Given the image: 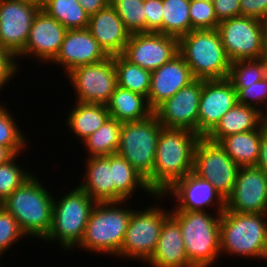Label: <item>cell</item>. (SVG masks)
<instances>
[{"instance_id":"1","label":"cell","mask_w":267,"mask_h":267,"mask_svg":"<svg viewBox=\"0 0 267 267\" xmlns=\"http://www.w3.org/2000/svg\"><path fill=\"white\" fill-rule=\"evenodd\" d=\"M200 138L187 129H161L152 175L146 180L154 195H162L176 181L193 171L194 151Z\"/></svg>"},{"instance_id":"2","label":"cell","mask_w":267,"mask_h":267,"mask_svg":"<svg viewBox=\"0 0 267 267\" xmlns=\"http://www.w3.org/2000/svg\"><path fill=\"white\" fill-rule=\"evenodd\" d=\"M34 174L15 189L1 205L17 220L27 238L43 240L50 232L53 192Z\"/></svg>"},{"instance_id":"3","label":"cell","mask_w":267,"mask_h":267,"mask_svg":"<svg viewBox=\"0 0 267 267\" xmlns=\"http://www.w3.org/2000/svg\"><path fill=\"white\" fill-rule=\"evenodd\" d=\"M220 253L267 261V213L225 209L220 217Z\"/></svg>"},{"instance_id":"4","label":"cell","mask_w":267,"mask_h":267,"mask_svg":"<svg viewBox=\"0 0 267 267\" xmlns=\"http://www.w3.org/2000/svg\"><path fill=\"white\" fill-rule=\"evenodd\" d=\"M126 204L127 200L96 203L91 210L82 241L76 248L116 257L124 242L132 214V208H127L129 206Z\"/></svg>"},{"instance_id":"5","label":"cell","mask_w":267,"mask_h":267,"mask_svg":"<svg viewBox=\"0 0 267 267\" xmlns=\"http://www.w3.org/2000/svg\"><path fill=\"white\" fill-rule=\"evenodd\" d=\"M221 214L212 215V210L170 211V215L179 223L186 257L194 267H211L221 258Z\"/></svg>"},{"instance_id":"6","label":"cell","mask_w":267,"mask_h":267,"mask_svg":"<svg viewBox=\"0 0 267 267\" xmlns=\"http://www.w3.org/2000/svg\"><path fill=\"white\" fill-rule=\"evenodd\" d=\"M59 199L54 197L52 226L43 241L57 242L65 253L82 241L92 208L96 202L78 185ZM71 249V250H70Z\"/></svg>"},{"instance_id":"7","label":"cell","mask_w":267,"mask_h":267,"mask_svg":"<svg viewBox=\"0 0 267 267\" xmlns=\"http://www.w3.org/2000/svg\"><path fill=\"white\" fill-rule=\"evenodd\" d=\"M179 53L195 79L228 78L230 61L217 29L192 30L179 39Z\"/></svg>"},{"instance_id":"8","label":"cell","mask_w":267,"mask_h":267,"mask_svg":"<svg viewBox=\"0 0 267 267\" xmlns=\"http://www.w3.org/2000/svg\"><path fill=\"white\" fill-rule=\"evenodd\" d=\"M162 202L146 206L145 209L132 208V214L127 226L124 242L117 258L134 260L146 264L156 248L164 220L170 215V210L159 207ZM166 210V211H165ZM129 258V259H128Z\"/></svg>"},{"instance_id":"9","label":"cell","mask_w":267,"mask_h":267,"mask_svg":"<svg viewBox=\"0 0 267 267\" xmlns=\"http://www.w3.org/2000/svg\"><path fill=\"white\" fill-rule=\"evenodd\" d=\"M217 31L230 62L267 57V22L236 16L219 22Z\"/></svg>"},{"instance_id":"10","label":"cell","mask_w":267,"mask_h":267,"mask_svg":"<svg viewBox=\"0 0 267 267\" xmlns=\"http://www.w3.org/2000/svg\"><path fill=\"white\" fill-rule=\"evenodd\" d=\"M163 125L153 114L141 121L123 122L117 154L147 180L153 171L159 134Z\"/></svg>"},{"instance_id":"11","label":"cell","mask_w":267,"mask_h":267,"mask_svg":"<svg viewBox=\"0 0 267 267\" xmlns=\"http://www.w3.org/2000/svg\"><path fill=\"white\" fill-rule=\"evenodd\" d=\"M239 168L219 143L206 137L198 140L192 172L209 181L225 200L232 193Z\"/></svg>"},{"instance_id":"12","label":"cell","mask_w":267,"mask_h":267,"mask_svg":"<svg viewBox=\"0 0 267 267\" xmlns=\"http://www.w3.org/2000/svg\"><path fill=\"white\" fill-rule=\"evenodd\" d=\"M67 77L74 89L76 102L106 105L118 86L113 56L76 67Z\"/></svg>"},{"instance_id":"13","label":"cell","mask_w":267,"mask_h":267,"mask_svg":"<svg viewBox=\"0 0 267 267\" xmlns=\"http://www.w3.org/2000/svg\"><path fill=\"white\" fill-rule=\"evenodd\" d=\"M166 196L167 198L168 196L175 197L172 200L177 202L170 211H207L208 207L209 211L210 206L211 209L216 207L214 208L216 213H222L225 210V199L222 195L209 181L200 178L193 172L176 181L162 195H154L151 199H155V202L164 201Z\"/></svg>"},{"instance_id":"14","label":"cell","mask_w":267,"mask_h":267,"mask_svg":"<svg viewBox=\"0 0 267 267\" xmlns=\"http://www.w3.org/2000/svg\"><path fill=\"white\" fill-rule=\"evenodd\" d=\"M178 53V38L158 32H143L130 35L122 55L131 63L153 71Z\"/></svg>"},{"instance_id":"15","label":"cell","mask_w":267,"mask_h":267,"mask_svg":"<svg viewBox=\"0 0 267 267\" xmlns=\"http://www.w3.org/2000/svg\"><path fill=\"white\" fill-rule=\"evenodd\" d=\"M201 92L202 79H195L158 105L153 114L165 128L187 129L198 134Z\"/></svg>"},{"instance_id":"16","label":"cell","mask_w":267,"mask_h":267,"mask_svg":"<svg viewBox=\"0 0 267 267\" xmlns=\"http://www.w3.org/2000/svg\"><path fill=\"white\" fill-rule=\"evenodd\" d=\"M225 209L237 213H267V174L257 166L239 168Z\"/></svg>"},{"instance_id":"17","label":"cell","mask_w":267,"mask_h":267,"mask_svg":"<svg viewBox=\"0 0 267 267\" xmlns=\"http://www.w3.org/2000/svg\"><path fill=\"white\" fill-rule=\"evenodd\" d=\"M237 103V92L228 78L202 80L198 135L206 137L216 127L221 118Z\"/></svg>"},{"instance_id":"18","label":"cell","mask_w":267,"mask_h":267,"mask_svg":"<svg viewBox=\"0 0 267 267\" xmlns=\"http://www.w3.org/2000/svg\"><path fill=\"white\" fill-rule=\"evenodd\" d=\"M67 31L62 24L40 9L34 18L25 48L17 55V60L31 57L36 58L37 62L39 60L50 64L57 56Z\"/></svg>"},{"instance_id":"19","label":"cell","mask_w":267,"mask_h":267,"mask_svg":"<svg viewBox=\"0 0 267 267\" xmlns=\"http://www.w3.org/2000/svg\"><path fill=\"white\" fill-rule=\"evenodd\" d=\"M40 8L12 0H0V42L16 56L25 48Z\"/></svg>"},{"instance_id":"20","label":"cell","mask_w":267,"mask_h":267,"mask_svg":"<svg viewBox=\"0 0 267 267\" xmlns=\"http://www.w3.org/2000/svg\"><path fill=\"white\" fill-rule=\"evenodd\" d=\"M108 55L99 46L97 40L86 29L68 30L60 50L51 62L63 67L67 75L74 68L100 62Z\"/></svg>"},{"instance_id":"21","label":"cell","mask_w":267,"mask_h":267,"mask_svg":"<svg viewBox=\"0 0 267 267\" xmlns=\"http://www.w3.org/2000/svg\"><path fill=\"white\" fill-rule=\"evenodd\" d=\"M195 80L183 56L178 53L168 63L151 71L149 106L154 110L158 105L171 98L178 90Z\"/></svg>"},{"instance_id":"22","label":"cell","mask_w":267,"mask_h":267,"mask_svg":"<svg viewBox=\"0 0 267 267\" xmlns=\"http://www.w3.org/2000/svg\"><path fill=\"white\" fill-rule=\"evenodd\" d=\"M87 29L108 56L123 54L131 35L110 4L90 15Z\"/></svg>"},{"instance_id":"23","label":"cell","mask_w":267,"mask_h":267,"mask_svg":"<svg viewBox=\"0 0 267 267\" xmlns=\"http://www.w3.org/2000/svg\"><path fill=\"white\" fill-rule=\"evenodd\" d=\"M147 264L151 267H194L186 257L179 223L171 215L164 220L153 256Z\"/></svg>"},{"instance_id":"24","label":"cell","mask_w":267,"mask_h":267,"mask_svg":"<svg viewBox=\"0 0 267 267\" xmlns=\"http://www.w3.org/2000/svg\"><path fill=\"white\" fill-rule=\"evenodd\" d=\"M85 160L84 179L78 186L96 203L124 201L125 199L114 189L110 155L90 158L86 156Z\"/></svg>"},{"instance_id":"25","label":"cell","mask_w":267,"mask_h":267,"mask_svg":"<svg viewBox=\"0 0 267 267\" xmlns=\"http://www.w3.org/2000/svg\"><path fill=\"white\" fill-rule=\"evenodd\" d=\"M265 123V116L257 108L237 103L206 136L218 143L222 138L237 133L259 129Z\"/></svg>"},{"instance_id":"26","label":"cell","mask_w":267,"mask_h":267,"mask_svg":"<svg viewBox=\"0 0 267 267\" xmlns=\"http://www.w3.org/2000/svg\"><path fill=\"white\" fill-rule=\"evenodd\" d=\"M110 117L120 122L141 121L153 115L147 97L117 86L106 104Z\"/></svg>"},{"instance_id":"27","label":"cell","mask_w":267,"mask_h":267,"mask_svg":"<svg viewBox=\"0 0 267 267\" xmlns=\"http://www.w3.org/2000/svg\"><path fill=\"white\" fill-rule=\"evenodd\" d=\"M69 109L66 125L74 137L82 143L88 136L99 129L110 117L104 104L74 102ZM80 138V139H79Z\"/></svg>"},{"instance_id":"28","label":"cell","mask_w":267,"mask_h":267,"mask_svg":"<svg viewBox=\"0 0 267 267\" xmlns=\"http://www.w3.org/2000/svg\"><path fill=\"white\" fill-rule=\"evenodd\" d=\"M261 127L256 130L233 134L218 143L239 166H256L259 160Z\"/></svg>"},{"instance_id":"29","label":"cell","mask_w":267,"mask_h":267,"mask_svg":"<svg viewBox=\"0 0 267 267\" xmlns=\"http://www.w3.org/2000/svg\"><path fill=\"white\" fill-rule=\"evenodd\" d=\"M110 166L112 167V182L114 189L127 201L134 193L144 190L150 197L154 196L148 188L146 180L133 168V166L122 156L110 155ZM139 189V190H138ZM136 191V192H135ZM129 199V200H128Z\"/></svg>"},{"instance_id":"30","label":"cell","mask_w":267,"mask_h":267,"mask_svg":"<svg viewBox=\"0 0 267 267\" xmlns=\"http://www.w3.org/2000/svg\"><path fill=\"white\" fill-rule=\"evenodd\" d=\"M123 123L113 117H109L106 122L93 134L88 136L83 142L88 157H100L116 154L120 144V132Z\"/></svg>"},{"instance_id":"31","label":"cell","mask_w":267,"mask_h":267,"mask_svg":"<svg viewBox=\"0 0 267 267\" xmlns=\"http://www.w3.org/2000/svg\"><path fill=\"white\" fill-rule=\"evenodd\" d=\"M42 10L67 30L86 29L90 16L78 0H45Z\"/></svg>"},{"instance_id":"32","label":"cell","mask_w":267,"mask_h":267,"mask_svg":"<svg viewBox=\"0 0 267 267\" xmlns=\"http://www.w3.org/2000/svg\"><path fill=\"white\" fill-rule=\"evenodd\" d=\"M118 86L148 98L151 71L131 63L122 54L113 56Z\"/></svg>"},{"instance_id":"33","label":"cell","mask_w":267,"mask_h":267,"mask_svg":"<svg viewBox=\"0 0 267 267\" xmlns=\"http://www.w3.org/2000/svg\"><path fill=\"white\" fill-rule=\"evenodd\" d=\"M191 0H162L163 34L180 39L191 32Z\"/></svg>"},{"instance_id":"34","label":"cell","mask_w":267,"mask_h":267,"mask_svg":"<svg viewBox=\"0 0 267 267\" xmlns=\"http://www.w3.org/2000/svg\"><path fill=\"white\" fill-rule=\"evenodd\" d=\"M266 76L267 57L238 60L230 63L228 79L232 82L234 88H246V85H252Z\"/></svg>"},{"instance_id":"35","label":"cell","mask_w":267,"mask_h":267,"mask_svg":"<svg viewBox=\"0 0 267 267\" xmlns=\"http://www.w3.org/2000/svg\"><path fill=\"white\" fill-rule=\"evenodd\" d=\"M2 104L0 102V145L9 148L15 155L24 153L30 144L28 137L26 139V133L23 134L19 129L16 118H13L14 114L12 116L7 106Z\"/></svg>"},{"instance_id":"36","label":"cell","mask_w":267,"mask_h":267,"mask_svg":"<svg viewBox=\"0 0 267 267\" xmlns=\"http://www.w3.org/2000/svg\"><path fill=\"white\" fill-rule=\"evenodd\" d=\"M145 0H110L130 34L146 32Z\"/></svg>"},{"instance_id":"37","label":"cell","mask_w":267,"mask_h":267,"mask_svg":"<svg viewBox=\"0 0 267 267\" xmlns=\"http://www.w3.org/2000/svg\"><path fill=\"white\" fill-rule=\"evenodd\" d=\"M20 155L17 154L6 163L0 165V204L33 175L31 170L28 171L26 167L22 168L16 162V158L19 160Z\"/></svg>"},{"instance_id":"38","label":"cell","mask_w":267,"mask_h":267,"mask_svg":"<svg viewBox=\"0 0 267 267\" xmlns=\"http://www.w3.org/2000/svg\"><path fill=\"white\" fill-rule=\"evenodd\" d=\"M26 237L17 220L0 204V254L4 257L5 252Z\"/></svg>"},{"instance_id":"39","label":"cell","mask_w":267,"mask_h":267,"mask_svg":"<svg viewBox=\"0 0 267 267\" xmlns=\"http://www.w3.org/2000/svg\"><path fill=\"white\" fill-rule=\"evenodd\" d=\"M190 19L192 30L217 29V20L213 2L204 0L190 1Z\"/></svg>"},{"instance_id":"40","label":"cell","mask_w":267,"mask_h":267,"mask_svg":"<svg viewBox=\"0 0 267 267\" xmlns=\"http://www.w3.org/2000/svg\"><path fill=\"white\" fill-rule=\"evenodd\" d=\"M234 89L238 103L255 107L264 115L267 113V76L252 85H246V88Z\"/></svg>"},{"instance_id":"41","label":"cell","mask_w":267,"mask_h":267,"mask_svg":"<svg viewBox=\"0 0 267 267\" xmlns=\"http://www.w3.org/2000/svg\"><path fill=\"white\" fill-rule=\"evenodd\" d=\"M17 56L0 42V92L20 71Z\"/></svg>"},{"instance_id":"42","label":"cell","mask_w":267,"mask_h":267,"mask_svg":"<svg viewBox=\"0 0 267 267\" xmlns=\"http://www.w3.org/2000/svg\"><path fill=\"white\" fill-rule=\"evenodd\" d=\"M146 32L163 34V3L162 0H145Z\"/></svg>"},{"instance_id":"43","label":"cell","mask_w":267,"mask_h":267,"mask_svg":"<svg viewBox=\"0 0 267 267\" xmlns=\"http://www.w3.org/2000/svg\"><path fill=\"white\" fill-rule=\"evenodd\" d=\"M240 16L267 22V0H240Z\"/></svg>"},{"instance_id":"44","label":"cell","mask_w":267,"mask_h":267,"mask_svg":"<svg viewBox=\"0 0 267 267\" xmlns=\"http://www.w3.org/2000/svg\"><path fill=\"white\" fill-rule=\"evenodd\" d=\"M218 22L240 16V0H213Z\"/></svg>"},{"instance_id":"45","label":"cell","mask_w":267,"mask_h":267,"mask_svg":"<svg viewBox=\"0 0 267 267\" xmlns=\"http://www.w3.org/2000/svg\"><path fill=\"white\" fill-rule=\"evenodd\" d=\"M256 166L267 174V125L265 123L261 126L259 160Z\"/></svg>"},{"instance_id":"46","label":"cell","mask_w":267,"mask_h":267,"mask_svg":"<svg viewBox=\"0 0 267 267\" xmlns=\"http://www.w3.org/2000/svg\"><path fill=\"white\" fill-rule=\"evenodd\" d=\"M82 8L90 16L97 13L99 10L104 9L108 4L109 0H78Z\"/></svg>"},{"instance_id":"47","label":"cell","mask_w":267,"mask_h":267,"mask_svg":"<svg viewBox=\"0 0 267 267\" xmlns=\"http://www.w3.org/2000/svg\"><path fill=\"white\" fill-rule=\"evenodd\" d=\"M15 154L7 147L0 145V165L12 159Z\"/></svg>"},{"instance_id":"48","label":"cell","mask_w":267,"mask_h":267,"mask_svg":"<svg viewBox=\"0 0 267 267\" xmlns=\"http://www.w3.org/2000/svg\"><path fill=\"white\" fill-rule=\"evenodd\" d=\"M12 1L28 3V4H31V5L38 7L40 9L43 8V5L45 3V0H12Z\"/></svg>"},{"instance_id":"49","label":"cell","mask_w":267,"mask_h":267,"mask_svg":"<svg viewBox=\"0 0 267 267\" xmlns=\"http://www.w3.org/2000/svg\"><path fill=\"white\" fill-rule=\"evenodd\" d=\"M264 116H265V124L267 125V113Z\"/></svg>"}]
</instances>
